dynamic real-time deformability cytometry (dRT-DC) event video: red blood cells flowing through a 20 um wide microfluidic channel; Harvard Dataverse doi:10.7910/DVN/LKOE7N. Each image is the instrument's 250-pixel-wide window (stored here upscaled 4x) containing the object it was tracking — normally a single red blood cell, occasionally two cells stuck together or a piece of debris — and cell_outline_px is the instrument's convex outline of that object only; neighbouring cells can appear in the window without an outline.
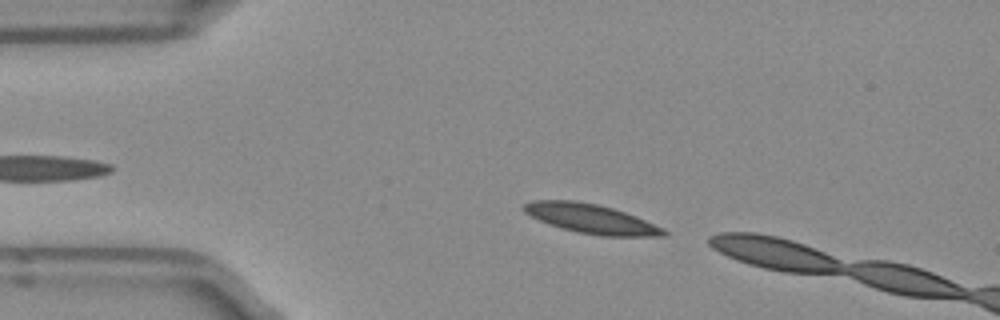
{"species": "Egyptian fruit bat (a non-hibernating species)", "species_latin": "Rousettus aegyptiacus", "temperature_condition": "room temperature", "stored_images_in_passage": 6, "camera_frame_rate_fps": 3000, "um_per_image_px": 0.085, "frame": {"image": 1, "passage_image": 2, "time_ms": 0.333, "image_size_px": [1000, 320], "cell_outline_px": [[668, 232], [664, 236], [600, 236], [576, 232], [560, 228], [548, 224], [524, 212], [520, 208], [524, 204], [532, 200], [572, 200], [596, 204], [612, 208], [624, 212], [664, 228]], "centroid_in_image_um": [50.2, 18.6], "position_along_channel_um": 34.8, "area_um2": 23.81}}